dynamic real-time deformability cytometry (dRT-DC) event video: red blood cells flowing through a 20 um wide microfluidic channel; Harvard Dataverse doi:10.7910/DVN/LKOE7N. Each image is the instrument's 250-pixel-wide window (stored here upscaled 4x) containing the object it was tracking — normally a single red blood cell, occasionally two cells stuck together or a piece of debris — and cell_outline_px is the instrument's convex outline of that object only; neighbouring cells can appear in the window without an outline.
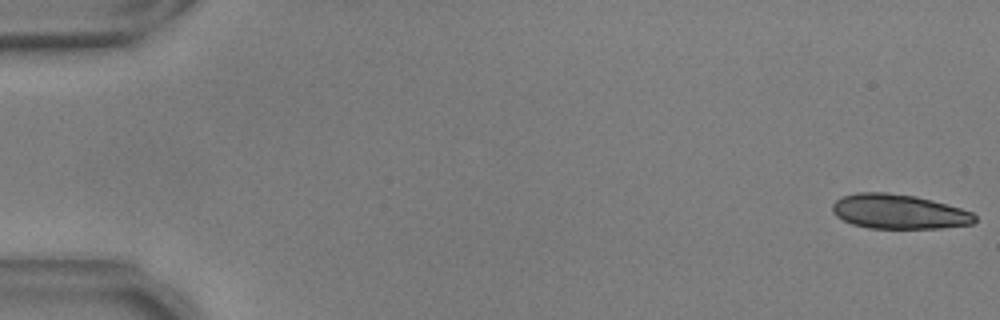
{"species": "common noctule bat (a hibernating species)", "species_latin": "Nyctalus noctula", "temperature_condition": "warm", "stored_images_in_passage": 18, "camera_frame_rate_fps": 3000, "um_per_image_px": 0.085, "animal": {"sex": "male", "body_mass_g": 17.9, "forearm_length_mm": 54.2}, "frame": {"image": 1, "passage_image": 1, "time_ms": 0.0, "image_size_px": [1000, 320], "cell_outline_px": [[976, 220], [972, 224], [940, 228], [868, 228], [852, 224], [836, 216], [832, 212], [832, 204], [836, 200], [844, 196], [856, 192], [888, 192], [916, 196], [932, 200], [960, 208], [972, 212], [976, 216]], "centroid_in_image_um": [76.39, 17.98], "position_along_channel_um": 8.6, "area_um2": 28.73}}